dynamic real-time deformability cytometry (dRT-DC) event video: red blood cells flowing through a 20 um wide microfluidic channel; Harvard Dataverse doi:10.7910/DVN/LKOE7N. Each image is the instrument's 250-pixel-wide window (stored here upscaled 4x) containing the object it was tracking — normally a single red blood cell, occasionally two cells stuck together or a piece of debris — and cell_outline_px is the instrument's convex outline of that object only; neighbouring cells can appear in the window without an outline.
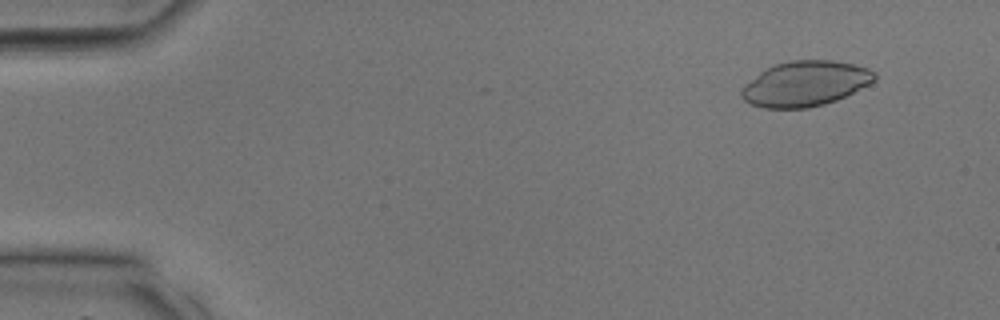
{"species": "common noctule bat (a hibernating species)", "species_latin": "Nyctalus noctula", "temperature_condition": "room temperature", "stored_images_in_passage": 37, "camera_frame_rate_fps": 3000, "um_per_image_px": 0.085, "animal": {"sex": "male", "body_mass_g": 17.9, "forearm_length_mm": 54.2}, "frame": {"image": 1, "passage_image": 4, "time_ms": 1.0, "image_size_px": [1000, 320], "cell_outline_px": [[876, 80], [836, 100], [824, 104], [808, 108], [764, 108], [752, 104], [744, 100], [740, 96], [740, 92], [744, 84], [760, 72], [772, 64], [792, 60], [832, 60], [852, 64], [868, 68], [876, 72]], "centroid_in_image_um": [68.42, 7.1], "position_along_channel_um": 16.6, "area_um2": 34.97}}